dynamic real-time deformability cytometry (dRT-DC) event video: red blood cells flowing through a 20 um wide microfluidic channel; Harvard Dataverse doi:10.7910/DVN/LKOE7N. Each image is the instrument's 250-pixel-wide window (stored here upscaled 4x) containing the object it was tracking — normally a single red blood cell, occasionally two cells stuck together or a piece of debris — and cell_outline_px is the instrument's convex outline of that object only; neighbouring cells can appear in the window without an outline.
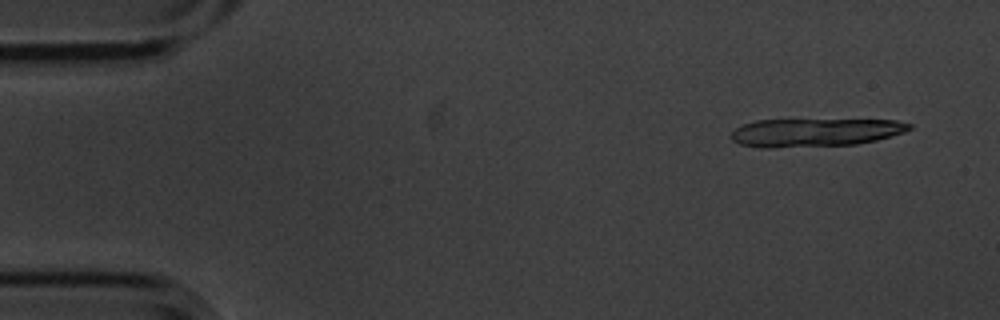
{"species": "common noctule bat (a hibernating species)", "species_latin": "Nyctalus noctula", "temperature_condition": "cold", "stored_images_in_passage": 14, "camera_frame_rate_fps": 3000, "um_per_image_px": 0.085, "animal": {"sex": "male", "body_mass_g": 20.1, "forearm_length_mm": 53.5}, "frame": {"image": 1, "passage_image": 1, "time_ms": 0.0, "image_size_px": [1000, 320], "cell_outline_px": [[912, 128], [904, 132], [876, 140], [856, 144], [772, 148], [760, 148], [740, 144], [732, 140], [732, 132], [736, 128], [744, 124], [756, 120], [896, 120], [912, 124]], "centroid_in_image_um": [69.27, 11.26], "position_along_channel_um": 15.7, "area_um2": 29.19}}
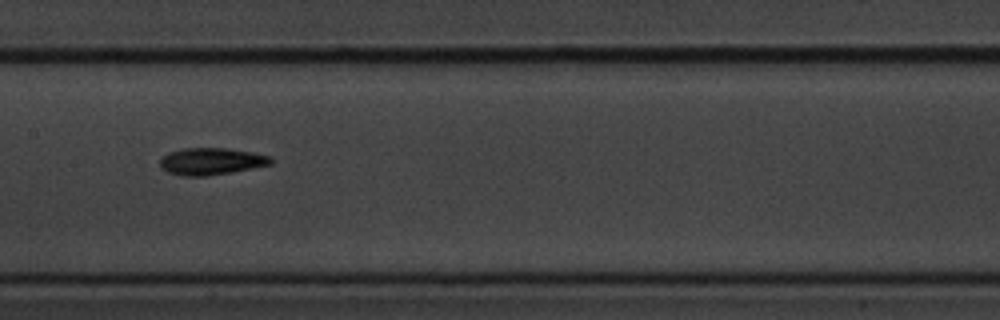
{"frame": {"image": 2, "passage_image": 7, "time_ms": 2.0, "image_size_px": [1000, 320], "cell_outline_px": [[272, 164], [232, 172], [208, 176], [180, 176], [168, 172], [160, 168], [160, 160], [168, 152], [184, 148], [224, 148], [252, 152], [268, 156], [272, 160]], "centroid_in_image_um": [17.91, 13.72], "position_along_channel_um": 189.5, "area_um2": 17.4}}
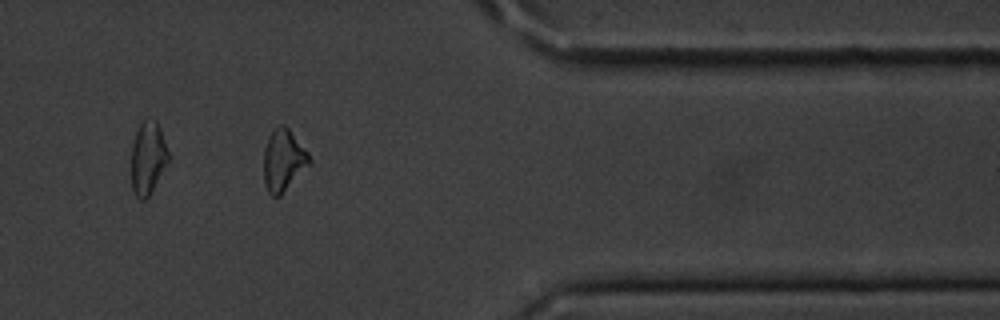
{"frame": {"image": 3, "passage_image": 12, "time_ms": 3.667, "image_size_px": [1000, 320], "cell_outline_px": [[312, 160], [280, 196], [272, 196], [268, 192], [264, 184], [264, 148], [268, 136], [280, 124], [284, 124], [288, 128], [308, 152]], "centroid_in_image_um": [24.07, 13.62], "position_along_channel_um": 387.3, "area_um2": 16.18}}